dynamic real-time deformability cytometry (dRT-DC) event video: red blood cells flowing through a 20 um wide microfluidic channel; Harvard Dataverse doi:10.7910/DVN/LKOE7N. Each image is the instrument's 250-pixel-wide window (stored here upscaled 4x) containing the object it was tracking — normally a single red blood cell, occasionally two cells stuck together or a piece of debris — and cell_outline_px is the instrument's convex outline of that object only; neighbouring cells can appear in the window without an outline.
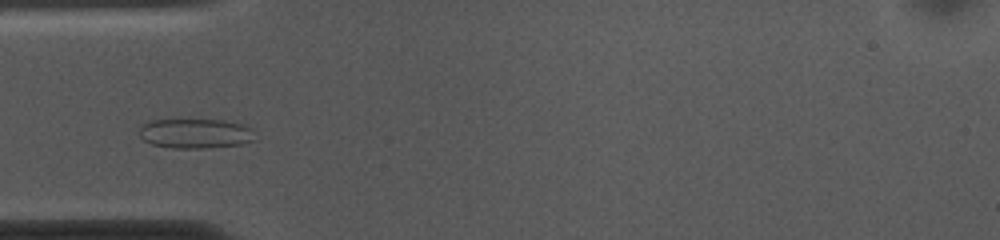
{"species": "common noctule bat (a hibernating species)", "species_latin": "Nyctalus noctula", "temperature_condition": "cold", "stored_images_in_passage": 47, "camera_frame_rate_fps": 3000, "um_per_image_px": 0.085, "animal": {"sex": "female", "body_mass_g": 10.0, "forearm_length_mm": 53.1}, "frame": {"image": 1, "passage_image": 9, "time_ms": 2.667, "image_size_px": [1000, 240], "cell_outline_px": [[256, 140], [240, 144], [208, 148], [176, 148], [152, 144], [144, 140], [140, 136], [140, 128], [144, 124], [152, 120], [224, 120], [244, 124], [252, 128]], "centroid_in_image_um": [16.66, 11.34], "position_along_channel_um": 68.3, "area_um2": 20.0}}
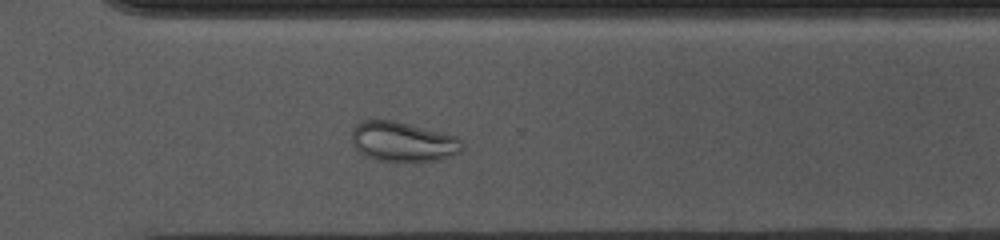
{"frame": {"image": 2, "passage_image": 31, "time_ms": 10.0, "image_size_px": [1000, 240], "cell_outline_px": [[464, 148], [460, 152], [452, 156], [440, 160], [376, 160], [364, 156], [352, 144], [352, 128], [360, 120], [396, 120], [456, 136], [460, 140]], "centroid_in_image_um": [34.23, 12.02], "position_along_channel_um": 336.4, "area_um2": 25.61}}
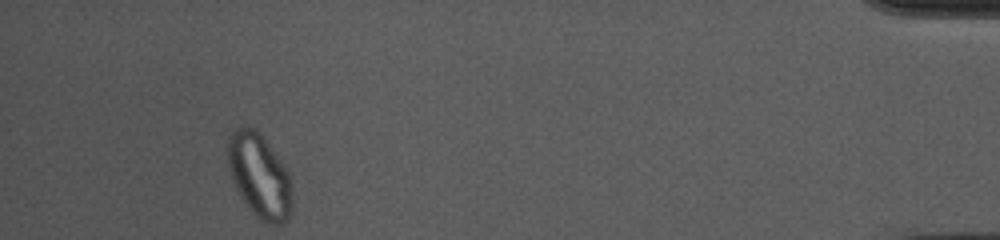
{"frame": {"image": 3, "passage_image": 43, "time_ms": 14.0, "image_size_px": [1000, 240], "cell_outline_px": [[292, 208], [288, 220], [284, 224], [268, 224], [260, 220], [248, 208], [240, 196], [232, 180], [228, 168], [228, 136], [240, 124], [244, 124], [256, 128], [284, 164], [292, 180]], "centroid_in_image_um": [22.06, 14.94], "position_along_channel_um": 413.1, "area_um2": 32.19}, "authors_computed_cell_mechanics": {"area_um2": 23.698, "velocity_mm_per_s": 3.661, "shape_relaxation_time_tau1_ms": null, "shape_relaxation_time_tau2_ms": 0.6845, "deformation_change_tau1": null, "deformation_change_tau2": 0.0577}}